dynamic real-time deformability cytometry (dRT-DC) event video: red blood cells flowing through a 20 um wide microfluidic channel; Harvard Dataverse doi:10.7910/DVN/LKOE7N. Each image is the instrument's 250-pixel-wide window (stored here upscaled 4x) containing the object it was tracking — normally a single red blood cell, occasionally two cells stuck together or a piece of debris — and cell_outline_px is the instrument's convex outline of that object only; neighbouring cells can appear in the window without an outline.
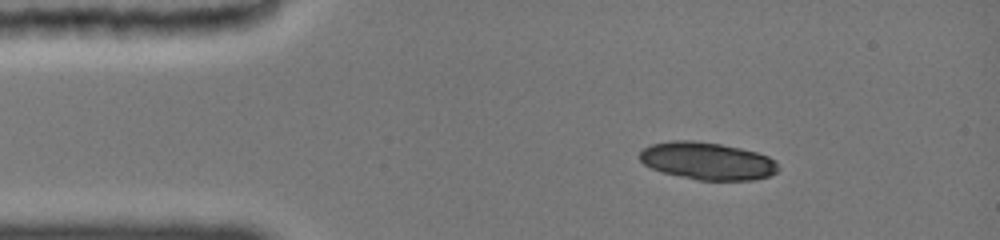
{"species": "common noctule bat (a hibernating species)", "species_latin": "Nyctalus noctula", "temperature_condition": "cold", "stored_images_in_passage": 9, "camera_frame_rate_fps": 3000, "um_per_image_px": 0.085, "animal": {"sex": "female", "body_mass_g": 19.0, "forearm_length_mm": 51.5}, "frame": {"image": 1, "passage_image": 1, "time_ms": 0.0, "image_size_px": [1000, 240], "cell_outline_px": [[780, 168], [776, 172], [768, 176], [752, 180], [696, 180], [664, 172], [652, 168], [644, 164], [640, 160], [640, 152], [644, 148], [652, 144], [676, 140], [688, 140], [720, 144], [740, 148], [756, 152], [768, 156]], "centroid_in_image_um": [60.12, 13.69], "position_along_channel_um": 24.9, "area_um2": 29.88}}